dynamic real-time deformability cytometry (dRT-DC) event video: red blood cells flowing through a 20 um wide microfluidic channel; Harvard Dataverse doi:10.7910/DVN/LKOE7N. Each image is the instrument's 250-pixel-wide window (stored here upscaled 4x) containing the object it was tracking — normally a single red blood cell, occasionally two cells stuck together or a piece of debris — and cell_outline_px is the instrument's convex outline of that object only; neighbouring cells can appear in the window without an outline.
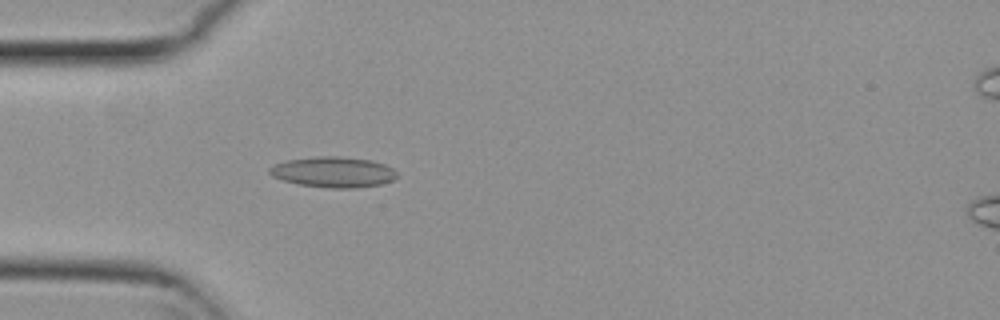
{"species": "common noctule bat (a hibernating species)", "species_latin": "Nyctalus noctula", "temperature_condition": "cold", "stored_images_in_passage": 53, "camera_frame_rate_fps": 3000, "um_per_image_px": 0.085, "animal": {"sex": "female", "body_mass_g": 29.2, "forearm_length_mm": 56.3}, "frame": {"image": 1, "passage_image": 15, "time_ms": 4.667, "image_size_px": [1000, 320], "cell_outline_px": [[396, 180], [380, 184], [356, 188], [328, 188], [300, 184], [284, 180], [272, 176], [268, 172], [268, 168], [276, 164], [288, 160], [320, 156], [336, 156], [372, 160], [384, 164], [392, 168], [396, 172]], "centroid_in_image_um": [28.36, 14.63], "position_along_channel_um": 56.6, "area_um2": 22.6}}
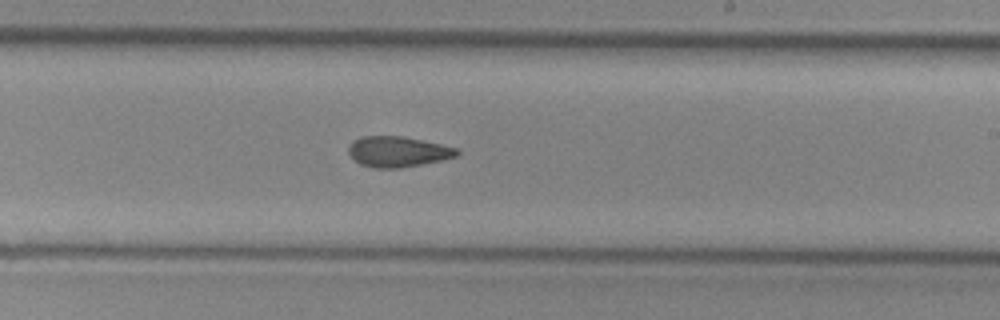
{"frame": {"image": 2, "passage_image": 31, "time_ms": 10.0, "image_size_px": [1000, 320], "cell_outline_px": [[460, 152], [456, 156], [444, 160], [400, 168], [372, 168], [360, 164], [348, 152], [348, 148], [352, 140], [360, 136], [400, 136], [440, 144], [456, 148]], "centroid_in_image_um": [33.79, 12.9], "position_along_channel_um": 255.2, "area_um2": 19.25}}
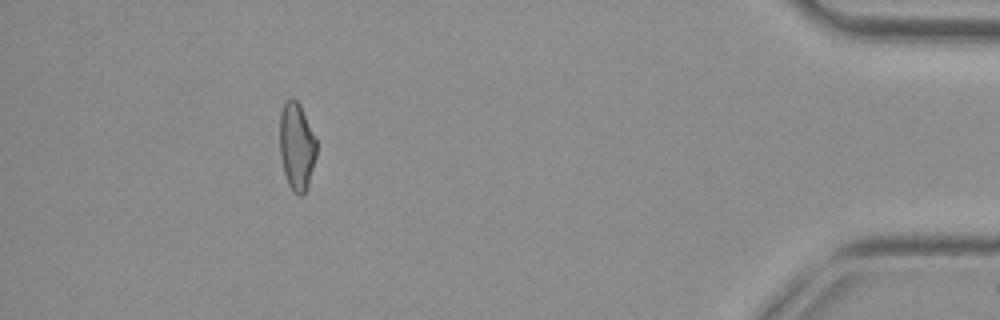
{"frame": {"image": 3, "passage_image": 48, "time_ms": 15.667, "image_size_px": [1000, 320], "cell_outline_px": [[316, 156], [308, 184], [304, 192], [300, 196], [292, 192], [288, 184], [284, 172], [280, 156], [280, 112], [284, 104], [288, 100], [296, 100], [300, 104], [316, 140]], "centroid_in_image_um": [25.2, 12.46], "position_along_channel_um": 410.0, "area_um2": 18.5}, "authors_computed_cell_mechanics": {"area_um2": 19.7098, "velocity_mm_per_s": 3.8137, "shape_relaxation_time_tau1_ms": null, "shape_relaxation_time_tau2_ms": 8.2964, "deformation_change_tau1": null, "deformation_change_tau2": 0.1795}}